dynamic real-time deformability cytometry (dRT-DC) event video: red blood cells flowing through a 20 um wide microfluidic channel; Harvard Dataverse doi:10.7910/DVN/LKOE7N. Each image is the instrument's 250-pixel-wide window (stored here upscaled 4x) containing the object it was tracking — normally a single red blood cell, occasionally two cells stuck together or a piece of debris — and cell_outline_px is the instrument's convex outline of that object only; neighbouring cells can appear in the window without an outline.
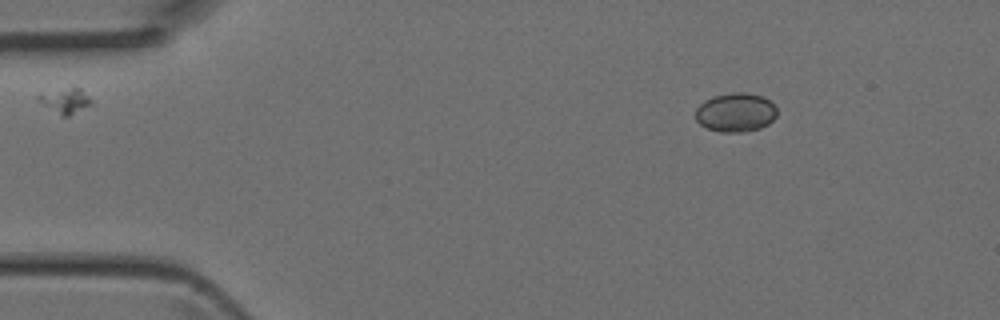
{"species": "Egyptian fruit bat (a non-hibernating species)", "species_latin": "Rousettus aegyptiacus", "temperature_condition": "room temperature", "stored_images_in_passage": 4, "segment_of_instrument_passage": [2, 2], "camera_frame_rate_fps": 3000, "um_per_image_px": 0.085, "animal": {"sex": "female"}, "frame": {"image": 1, "passage_image": 4, "time_ms": 1.0, "image_size_px": [1000, 320], "cell_outline_px": [[776, 116], [768, 124], [760, 128], [740, 132], [720, 132], [708, 128], [700, 124], [696, 120], [696, 108], [704, 100], [712, 96], [732, 92], [744, 92], [764, 96], [776, 108]], "centroid_in_image_um": [62.51, 9.54], "position_along_channel_um": 22.5, "area_um2": 18.5}}